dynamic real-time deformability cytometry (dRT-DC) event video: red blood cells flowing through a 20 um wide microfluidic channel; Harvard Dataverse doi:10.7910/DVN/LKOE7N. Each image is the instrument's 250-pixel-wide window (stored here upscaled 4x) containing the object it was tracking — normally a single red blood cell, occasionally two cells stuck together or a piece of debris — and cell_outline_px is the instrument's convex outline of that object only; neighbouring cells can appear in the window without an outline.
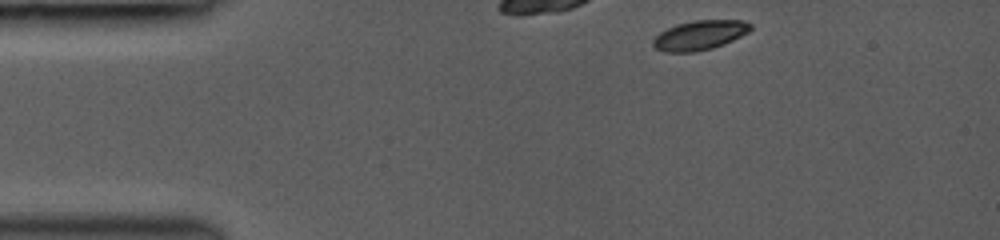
{"species": "common noctule bat (a hibernating species)", "species_latin": "Nyctalus noctula", "temperature_condition": "room temperature", "stored_images_in_passage": 7, "camera_frame_rate_fps": 3000, "um_per_image_px": 0.085, "animal": {"sex": "female", "body_mass_g": 19.0, "forearm_length_mm": 53.3}, "frame": {"image": 1, "passage_image": 1, "time_ms": 0.0, "image_size_px": [1000, 240], "cell_outline_px": [[752, 28], [748, 32], [724, 44], [712, 48], [696, 52], [664, 52], [656, 48], [652, 44], [652, 40], [660, 32], [676, 24], [692, 20], [744, 20], [752, 24]], "centroid_in_image_um": [59.47, 2.98], "position_along_channel_um": 25.5, "area_um2": 16.82}}
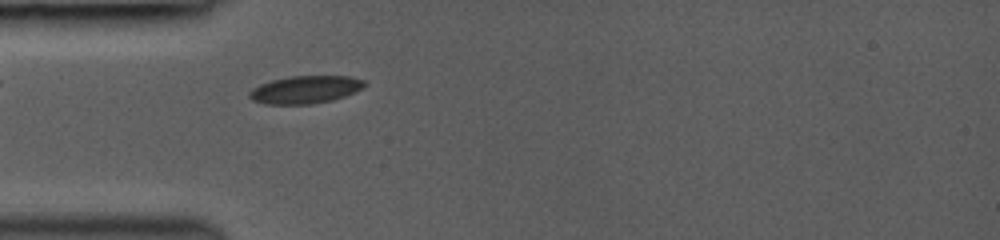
{"frame": {"image": 2, "passage_image": 7, "time_ms": 2.333, "image_size_px": [1000, 240], "cell_outline_px": [[364, 88], [344, 96], [332, 100], [312, 104], [264, 104], [252, 100], [248, 96], [248, 92], [252, 88], [260, 84], [272, 80], [288, 76], [348, 76], [364, 80]], "centroid_in_image_um": [25.91, 7.62], "position_along_channel_um": 59.1, "area_um2": 18.61}}